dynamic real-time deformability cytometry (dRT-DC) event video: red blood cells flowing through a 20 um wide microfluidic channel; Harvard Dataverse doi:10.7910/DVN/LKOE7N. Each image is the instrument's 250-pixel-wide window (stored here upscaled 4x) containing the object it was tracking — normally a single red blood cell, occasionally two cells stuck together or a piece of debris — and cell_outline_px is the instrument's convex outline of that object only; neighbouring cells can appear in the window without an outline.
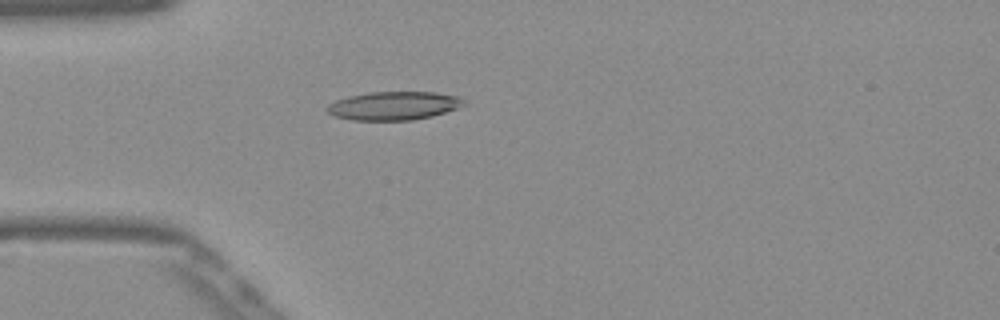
{"species": "Egyptian fruit bat (a non-hibernating species)", "species_latin": "Rousettus aegyptiacus", "temperature_condition": "warm", "stored_images_in_passage": 38, "camera_frame_rate_fps": 3000, "um_per_image_px": 0.085, "frame": {"image": 1, "passage_image": 1, "time_ms": 0.0, "image_size_px": [1000, 320], "cell_outline_px": [[464, 104], [456, 108], [432, 116], [412, 120], [352, 120], [336, 116], [328, 112], [324, 108], [328, 104], [336, 100], [348, 96], [372, 92], [436, 92], [460, 96], [464, 100]], "centroid_in_image_um": [33.46, 8.98], "position_along_channel_um": 51.5, "area_um2": 22.6}}
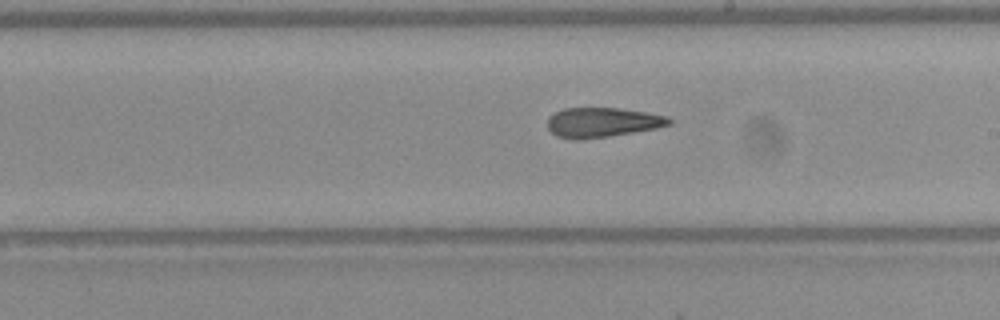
{"frame": {"image": 2, "passage_image": 16, "time_ms": 5.0, "image_size_px": [1000, 320], "cell_outline_px": [[672, 124], [656, 128], [608, 136], [580, 140], [576, 140], [556, 136], [548, 128], [548, 116], [564, 108], [620, 108], [648, 112], [668, 116], [672, 120]], "centroid_in_image_um": [51.2, 10.39], "position_along_channel_um": 237.8, "area_um2": 21.1}}
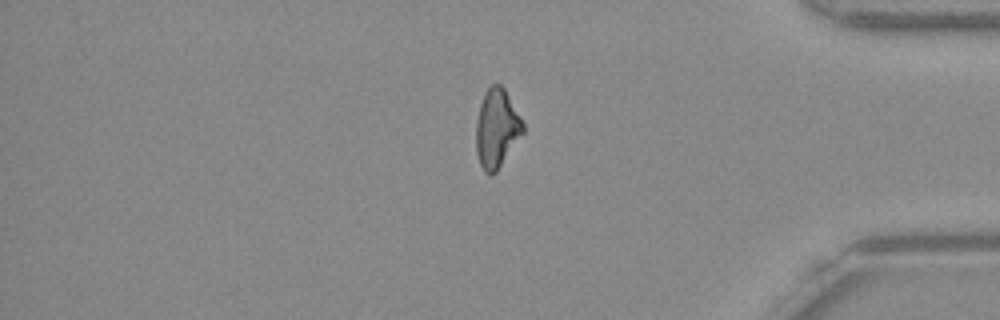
{"frame": {"image": 3, "passage_image": 30, "time_ms": 9.667, "image_size_px": [1000, 320], "cell_outline_px": [[524, 132], [496, 172], [488, 176], [484, 172], [480, 164], [476, 152], [476, 124], [480, 104], [488, 88], [492, 84], [500, 84], [504, 88], [524, 124]], "centroid_in_image_um": [42.21, 10.95], "position_along_channel_um": 393.0, "area_um2": 21.27}, "authors_computed_cell_mechanics": {"area_um2": 21.386, "velocity_mm_per_s": 3.894, "shape_relaxation_time_tau1_ms": null, "shape_relaxation_time_tau2_ms": 3.363, "deformation_change_tau1": null, "deformation_change_tau2": 0.1476}}